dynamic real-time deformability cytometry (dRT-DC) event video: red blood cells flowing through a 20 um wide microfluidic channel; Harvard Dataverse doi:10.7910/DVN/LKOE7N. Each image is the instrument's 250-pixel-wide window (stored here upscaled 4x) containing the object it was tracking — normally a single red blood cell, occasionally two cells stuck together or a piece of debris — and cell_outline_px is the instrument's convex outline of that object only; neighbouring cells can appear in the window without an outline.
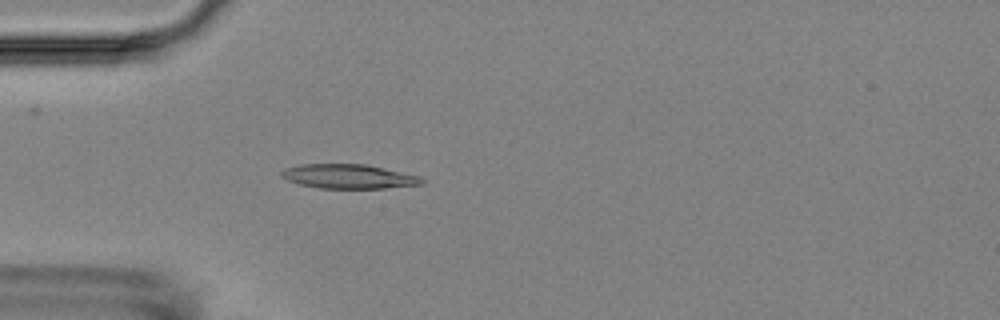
{"species": "Egyptian fruit bat (a non-hibernating species)", "species_latin": "Rousettus aegyptiacus", "temperature_condition": "room temperature", "stored_images_in_passage": 4, "camera_frame_rate_fps": 3000, "um_per_image_px": 0.085, "animal": {"sex": "female"}, "frame": {"image": 1, "passage_image": 4, "time_ms": 3.333, "image_size_px": [1000, 320], "cell_outline_px": [[424, 184], [384, 188], [320, 188], [300, 184], [288, 180], [280, 176], [280, 172], [284, 168], [300, 164], [364, 164], [384, 168], [420, 176], [424, 180]], "centroid_in_image_um": [29.62, 14.99], "position_along_channel_um": 55.4, "area_um2": 19.83}}